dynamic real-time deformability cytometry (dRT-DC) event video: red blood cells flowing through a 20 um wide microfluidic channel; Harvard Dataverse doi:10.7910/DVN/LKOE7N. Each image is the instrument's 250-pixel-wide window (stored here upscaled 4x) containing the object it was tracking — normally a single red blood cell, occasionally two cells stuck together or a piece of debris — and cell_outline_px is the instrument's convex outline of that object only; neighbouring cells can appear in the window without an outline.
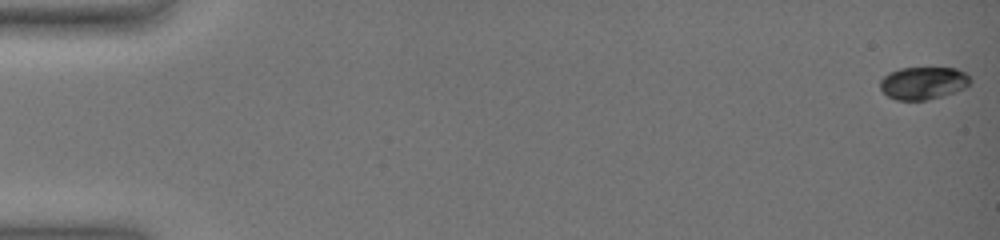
{"species": "common noctule bat (a hibernating species)", "species_latin": "Nyctalus noctula", "temperature_condition": "warm", "stored_images_in_passage": 55, "camera_frame_rate_fps": 3000, "um_per_image_px": 0.085, "animal": {"sex": "female", "body_mass_g": 19.0, "forearm_length_mm": 51.5}, "frame": {"image": 1, "passage_image": 1, "time_ms": 0.0, "image_size_px": [1000, 240], "cell_outline_px": [[972, 80], [964, 88], [928, 100], [896, 100], [888, 96], [880, 88], [880, 80], [884, 76], [900, 68], [956, 68], [964, 72]], "centroid_in_image_um": [78.46, 7.06], "position_along_channel_um": 6.5, "area_um2": 16.88}}
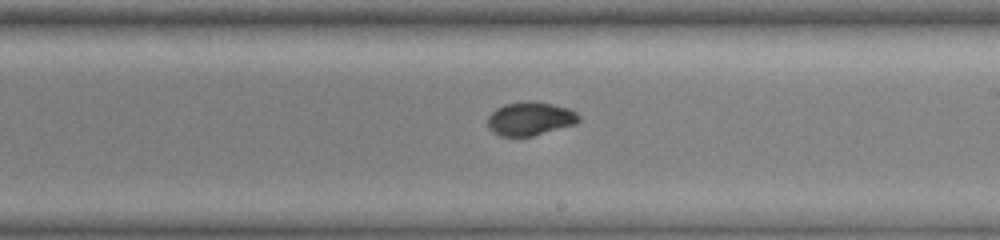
{"frame": {"image": 2, "passage_image": 35, "time_ms": 11.333, "image_size_px": [1000, 240], "cell_outline_px": [[580, 120], [576, 124], [532, 136], [500, 136], [492, 132], [488, 128], [488, 116], [496, 108], [504, 104], [524, 100], [532, 100], [552, 104], [568, 108], [576, 112], [580, 116]], "centroid_in_image_um": [45.05, 10.08], "position_along_channel_um": 243.9, "area_um2": 18.03}}
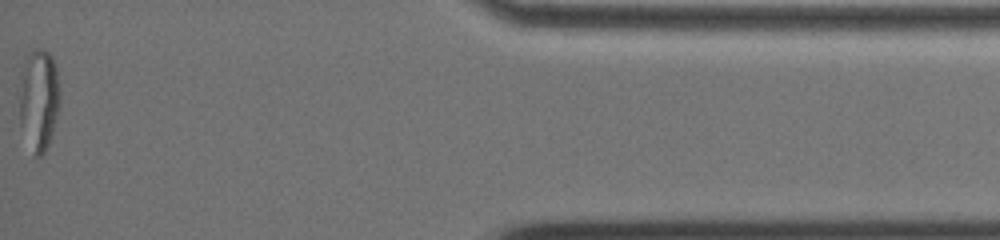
{"frame": {"image": 3, "passage_image": 55, "time_ms": 18.0, "image_size_px": [1000, 240], "cell_outline_px": [[60, 104], [52, 132], [48, 144], [44, 152], [40, 156], [36, 156], [20, 124], [20, 72], [24, 60], [28, 52], [32, 48], [44, 48], [52, 56], [56, 64], [60, 92]], "centroid_in_image_um": [3.31, 8.34], "position_along_channel_um": 431.9, "area_um2": 24.1}, "authors_computed_cell_mechanics": {"area_um2": 17.9758, "velocity_mm_per_s": 3.648, "shape_relaxation_time_tau1_ms": 7.7108, "shape_relaxation_time_tau2_ms": null, "deformation_change_tau1": 0.2548, "deformation_change_tau2": null}}